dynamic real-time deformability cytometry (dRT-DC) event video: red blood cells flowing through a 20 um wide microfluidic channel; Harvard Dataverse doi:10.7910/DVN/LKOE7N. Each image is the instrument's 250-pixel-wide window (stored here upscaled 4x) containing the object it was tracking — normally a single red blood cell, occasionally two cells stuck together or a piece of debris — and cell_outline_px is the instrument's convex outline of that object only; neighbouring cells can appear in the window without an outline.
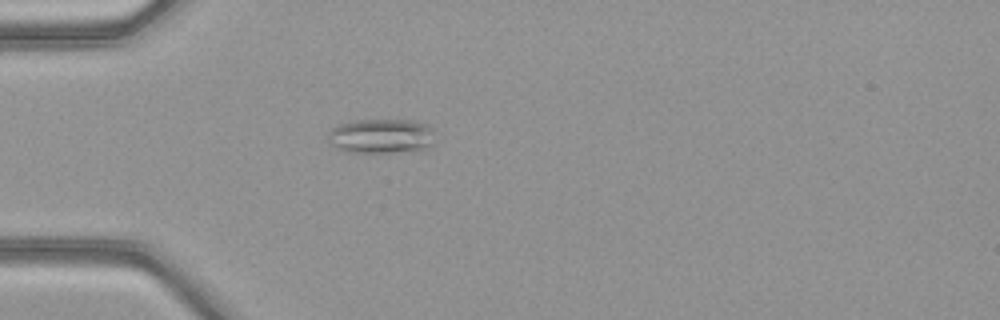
{"species": "common noctule bat (a hibernating species)", "species_latin": "Nyctalus noctula", "temperature_condition": "warm", "stored_images_in_passage": 50, "camera_frame_rate_fps": 3000, "um_per_image_px": 0.085, "animal": {"sex": "female", "body_mass_g": 21.9}, "frame": {"image": 1, "passage_image": 15, "time_ms": 4.667, "image_size_px": [1000, 320], "cell_outline_px": [[436, 144], [428, 148], [392, 152], [344, 152], [336, 148], [328, 140], [328, 132], [332, 128], [340, 124], [352, 120], [416, 120], [428, 124], [432, 132]], "centroid_in_image_um": [32.41, 11.56], "position_along_channel_um": 52.6, "area_um2": 21.79}}
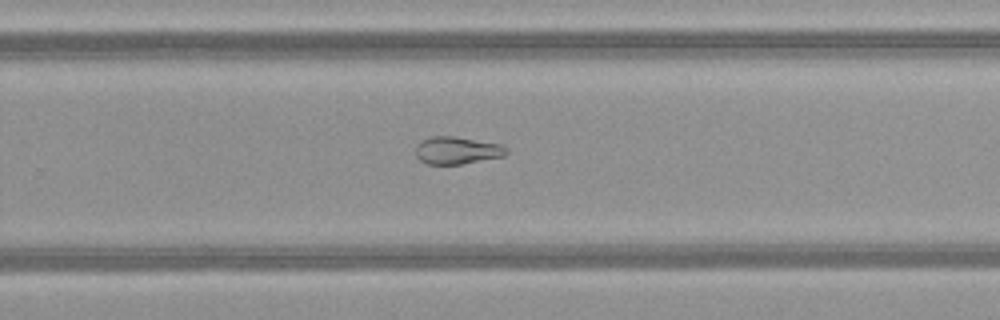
{"frame": {"image": 2, "passage_image": 33, "time_ms": 10.667, "image_size_px": [1000, 320], "cell_outline_px": [[508, 152], [504, 156], [460, 164], [428, 164], [420, 160], [416, 156], [416, 148], [420, 140], [432, 136], [452, 136], [500, 144], [508, 148]], "centroid_in_image_um": [38.84, 12.78], "position_along_channel_um": 291.0, "area_um2": 14.39}}
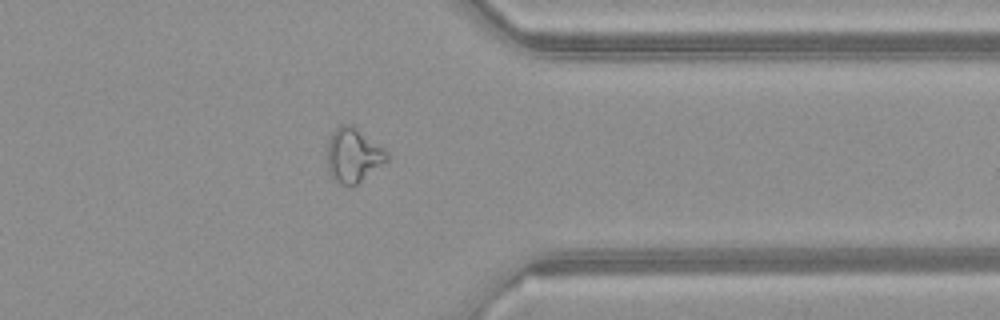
{"frame": {"image": 3, "passage_image": 40, "time_ms": 13.0, "image_size_px": [1000, 320], "cell_outline_px": [[392, 156], [388, 160], [356, 184], [340, 184], [332, 176], [328, 168], [328, 140], [332, 132], [340, 124], [352, 124], [388, 152]], "centroid_in_image_um": [30.04, 13.16], "position_along_channel_um": 381.4, "area_um2": 18.55}, "authors_computed_cell_mechanics": {"area_um2": 20.519, "velocity_mm_per_s": 4.1691, "shape_relaxation_time_tau1_ms": null, "shape_relaxation_time_tau2_ms": 10.9933, "deformation_change_tau1": null, "deformation_change_tau2": 0.204}}